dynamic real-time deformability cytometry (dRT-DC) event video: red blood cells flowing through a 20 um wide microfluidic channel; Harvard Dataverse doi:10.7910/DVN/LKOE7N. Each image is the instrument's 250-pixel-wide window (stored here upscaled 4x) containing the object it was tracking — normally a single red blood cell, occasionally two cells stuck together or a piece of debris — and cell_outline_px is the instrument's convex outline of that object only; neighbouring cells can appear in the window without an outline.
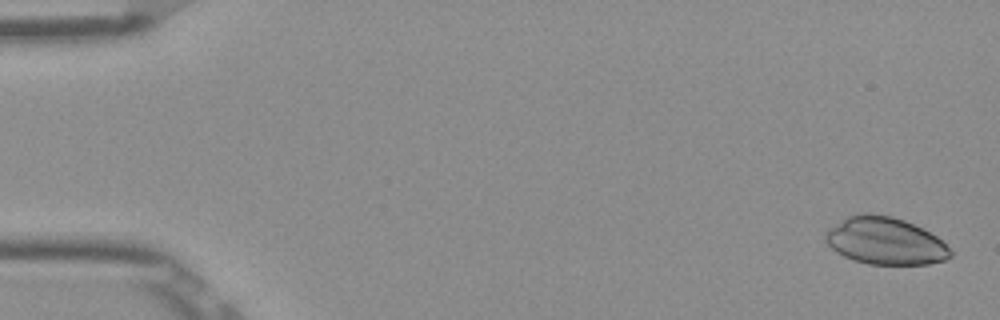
{"species": "Egyptian fruit bat (a non-hibernating species)", "species_latin": "Rousettus aegyptiacus", "temperature_condition": "room temperature", "stored_images_in_passage": 53, "camera_frame_rate_fps": 3000, "um_per_image_px": 0.085, "frame": {"image": 1, "passage_image": 2, "time_ms": 0.333, "image_size_px": [1000, 320], "cell_outline_px": [[952, 256], [944, 260], [928, 264], [868, 264], [852, 260], [836, 252], [824, 240], [824, 236], [828, 228], [848, 216], [864, 212], [892, 216], [904, 220], [936, 236], [952, 252]], "centroid_in_image_um": [75.2, 20.48], "position_along_channel_um": 9.8, "area_um2": 34.22}}
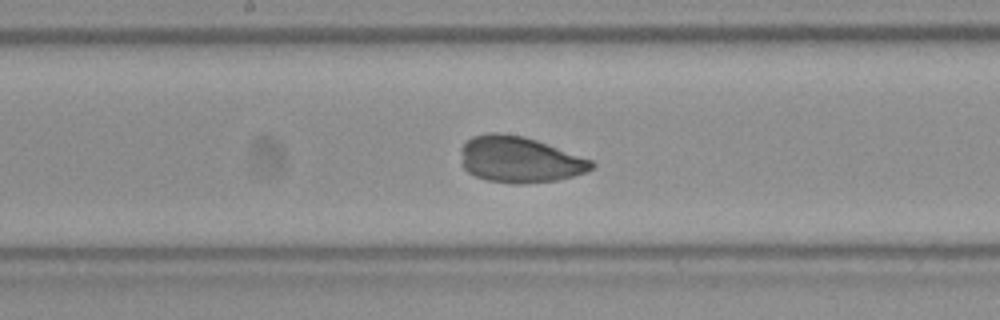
{"frame": {"image": 2, "passage_image": 28, "time_ms": 9.0, "image_size_px": [1000, 320], "cell_outline_px": [[596, 164], [592, 168], [584, 172], [572, 176], [556, 180], [520, 184], [516, 184], [488, 180], [476, 176], [468, 172], [460, 164], [460, 148], [464, 140], [472, 136], [488, 132], [500, 132], [524, 136], [536, 140], [592, 160]], "centroid_in_image_um": [44.08, 13.54], "position_along_channel_um": 204.1, "area_um2": 35.32}}
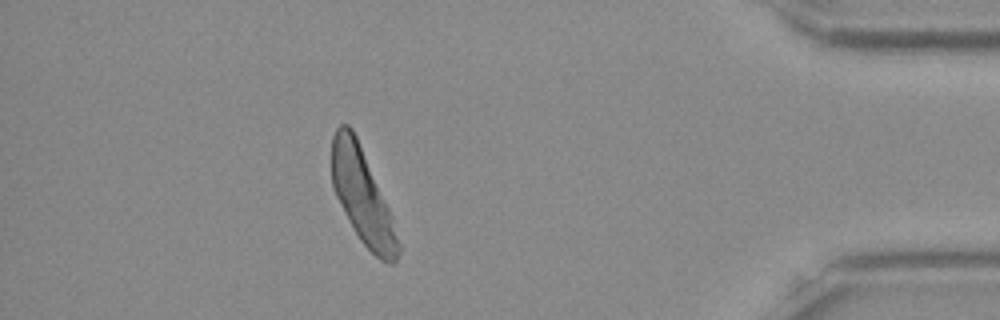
{"frame": {"image": 3, "passage_image": 47, "time_ms": 15.333, "image_size_px": [1000, 320], "cell_outline_px": [[400, 252], [396, 260], [392, 264], [388, 264], [380, 260], [360, 240], [344, 212], [336, 196], [332, 184], [332, 136], [336, 128], [340, 124], [348, 124], [352, 128], [356, 136], [392, 216], [400, 244]], "centroid_in_image_um": [30.8, 16.69], "position_along_channel_um": 404.4, "area_um2": 36.13}}